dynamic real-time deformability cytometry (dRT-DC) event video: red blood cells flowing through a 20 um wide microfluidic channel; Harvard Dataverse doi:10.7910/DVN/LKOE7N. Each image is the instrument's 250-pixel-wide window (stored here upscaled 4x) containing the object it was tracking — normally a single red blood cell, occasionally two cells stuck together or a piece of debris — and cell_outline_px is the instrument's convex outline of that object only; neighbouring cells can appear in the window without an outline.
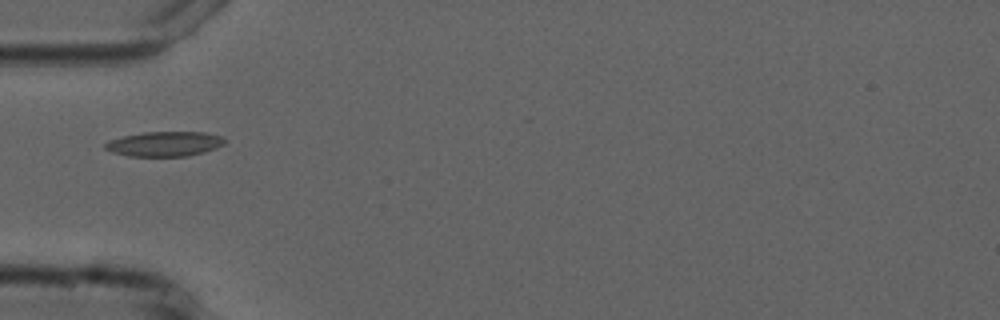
{"species": "common noctule bat (a hibernating species)", "species_latin": "Nyctalus noctula", "temperature_condition": "cold", "stored_images_in_passage": 5, "camera_frame_rate_fps": 3000, "um_per_image_px": 0.085, "animal": {"sex": "male", "forearm_length_mm": 52.5}, "frame": {"image": 1, "passage_image": 2, "time_ms": 1.333, "image_size_px": [1000, 320], "cell_outline_px": [[224, 144], [216, 148], [204, 152], [188, 156], [128, 156], [112, 152], [104, 148], [104, 144], [108, 140], [124, 136], [144, 132], [204, 132], [220, 136], [224, 140]], "centroid_in_image_um": [13.96, 12.23], "position_along_channel_um": 71.0, "area_um2": 17.22}}
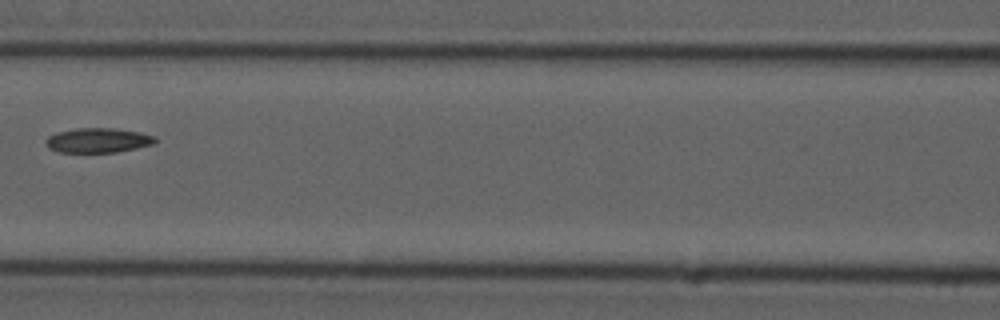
{"frame": {"image": 2, "passage_image": 4, "time_ms": 3.667, "image_size_px": [1000, 320], "cell_outline_px": [[156, 140], [152, 144], [136, 148], [116, 152], [60, 152], [48, 148], [44, 140], [48, 136], [56, 132], [76, 128], [112, 128], [140, 132], [156, 136]], "centroid_in_image_um": [8.3, 11.92], "position_along_channel_um": 158.3, "area_um2": 15.72}}
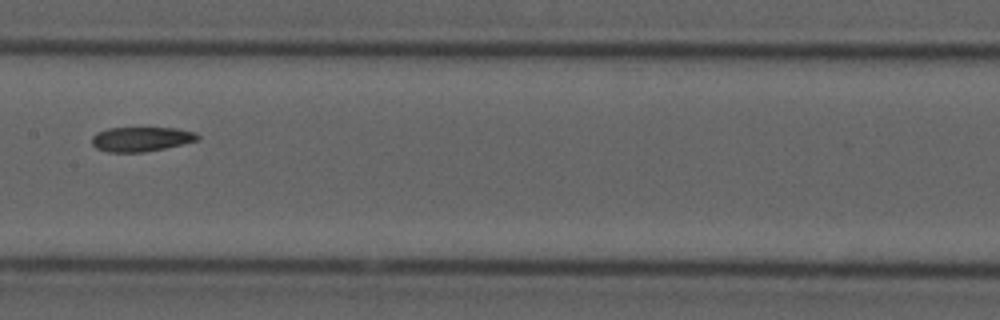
{"frame": {"image": 3, "passage_image": 5, "time_ms": 4.667, "image_size_px": [1000, 320], "cell_outline_px": [[200, 136], [196, 140], [164, 148], [140, 152], [108, 152], [96, 148], [92, 144], [92, 136], [96, 132], [108, 128], [176, 128], [196, 132]], "centroid_in_image_um": [11.96, 11.81], "position_along_channel_um": 195.4, "area_um2": 14.97}}